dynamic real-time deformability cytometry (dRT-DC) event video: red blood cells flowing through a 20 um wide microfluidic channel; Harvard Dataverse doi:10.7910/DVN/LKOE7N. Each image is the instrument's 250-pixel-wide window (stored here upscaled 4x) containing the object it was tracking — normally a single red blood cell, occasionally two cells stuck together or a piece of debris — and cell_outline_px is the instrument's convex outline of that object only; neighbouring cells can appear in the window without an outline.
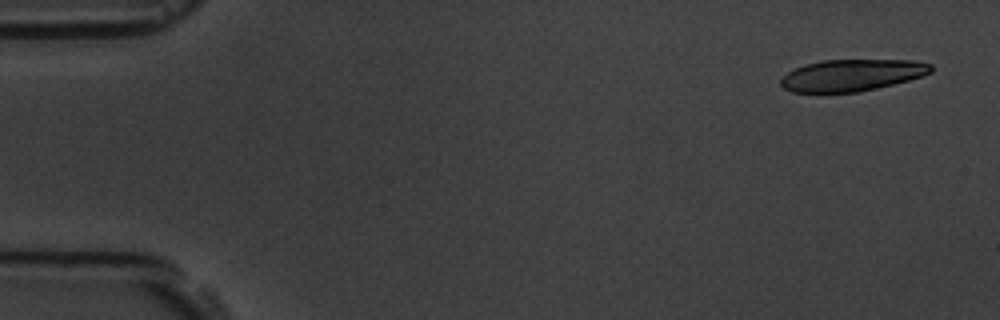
{"species": "common noctule bat (a hibernating species)", "species_latin": "Nyctalus noctula", "temperature_condition": "room temperature", "stored_images_in_passage": 5, "camera_frame_rate_fps": 3000, "um_per_image_px": 0.085, "animal": {"sex": "male", "body_mass_g": 19.5, "forearm_length_mm": 54.6}, "frame": {"image": 1, "passage_image": 1, "time_ms": 0.0, "image_size_px": [1000, 320], "cell_outline_px": [[932, 72], [908, 80], [876, 88], [856, 92], [792, 92], [784, 88], [780, 84], [780, 80], [788, 72], [804, 64], [824, 60], [916, 60], [932, 64]], "centroid_in_image_um": [72.41, 6.38], "position_along_channel_um": 12.6, "area_um2": 27.57}}
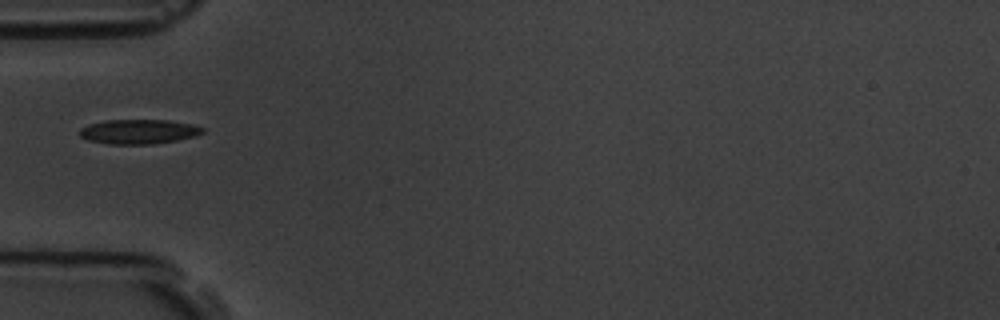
{"frame": {"image": 2, "passage_image": 5, "time_ms": 5.333, "image_size_px": [1000, 320], "cell_outline_px": [[204, 132], [196, 136], [176, 140], [152, 144], [108, 144], [88, 140], [80, 136], [80, 128], [88, 124], [104, 120], [168, 120], [192, 124], [204, 128]], "centroid_in_image_um": [11.78, 11.18], "position_along_channel_um": 73.2, "area_um2": 17.63}}